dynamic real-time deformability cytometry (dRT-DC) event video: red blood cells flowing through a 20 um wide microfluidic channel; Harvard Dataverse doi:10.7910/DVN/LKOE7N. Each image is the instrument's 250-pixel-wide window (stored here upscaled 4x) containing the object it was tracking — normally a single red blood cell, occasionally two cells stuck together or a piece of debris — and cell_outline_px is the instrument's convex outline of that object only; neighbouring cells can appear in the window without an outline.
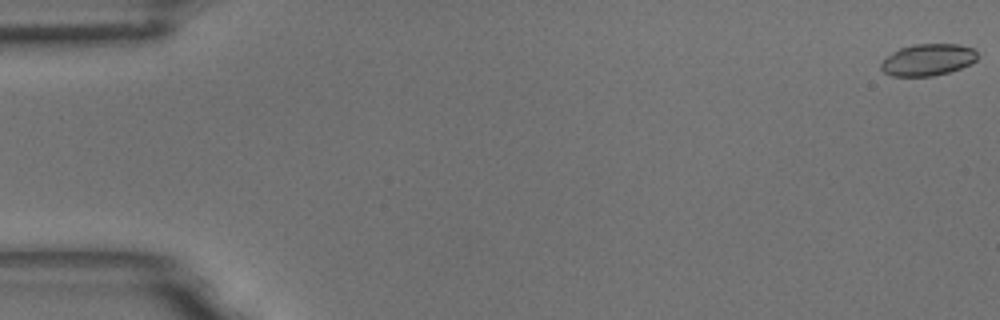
{"species": "common noctule bat (a hibernating species)", "species_latin": "Nyctalus noctula", "temperature_condition": "room temperature", "stored_images_in_passage": 7, "camera_frame_rate_fps": 3000, "um_per_image_px": 0.085, "animal": {"sex": "male", "body_mass_g": 18.8}, "frame": {"image": 1, "passage_image": 1, "time_ms": 0.0, "image_size_px": [1000, 320], "cell_outline_px": [[976, 60], [960, 68], [948, 72], [932, 76], [892, 76], [884, 72], [880, 68], [880, 64], [892, 52], [900, 48], [916, 44], [956, 44], [972, 48], [976, 52]], "centroid_in_image_um": [78.83, 5.08], "position_along_channel_um": 6.2, "area_um2": 17.57}}
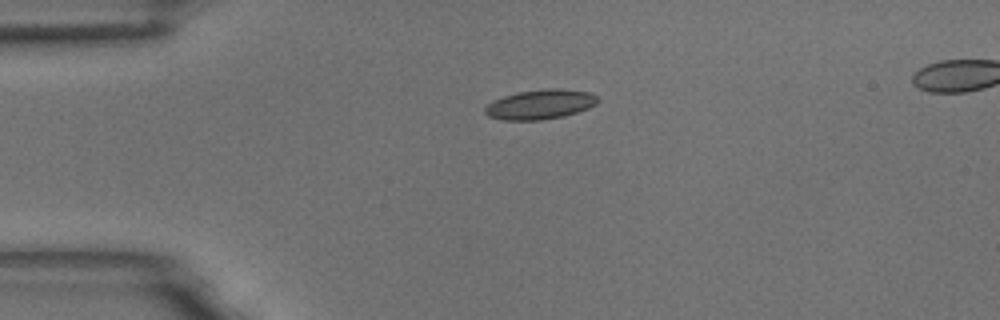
{"frame": {"image": 2, "passage_image": 5, "time_ms": 1.333, "image_size_px": [1000, 320], "cell_outline_px": [[596, 104], [588, 108], [564, 116], [540, 120], [504, 120], [488, 116], [484, 112], [484, 108], [492, 100], [516, 92], [548, 88], [560, 88], [588, 92], [596, 96]], "centroid_in_image_um": [45.87, 8.87], "position_along_channel_um": 39.1, "area_um2": 19.42}}